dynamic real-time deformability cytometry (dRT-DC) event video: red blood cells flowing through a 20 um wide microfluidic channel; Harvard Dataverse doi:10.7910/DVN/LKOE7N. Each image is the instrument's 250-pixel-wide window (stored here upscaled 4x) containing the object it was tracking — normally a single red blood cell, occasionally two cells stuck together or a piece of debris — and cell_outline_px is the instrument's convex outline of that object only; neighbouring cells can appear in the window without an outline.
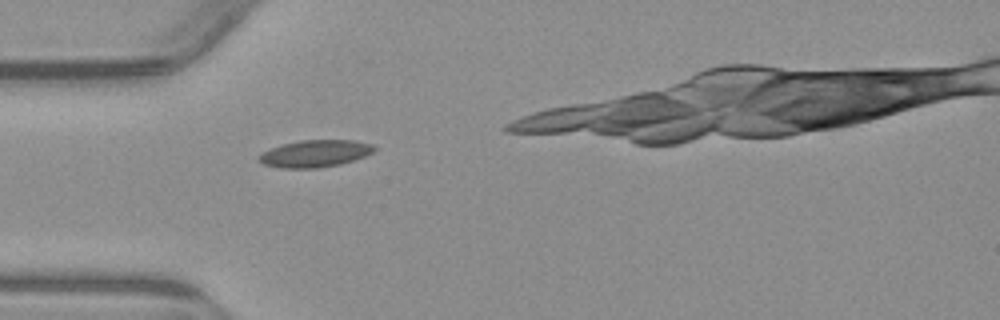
{"species": "common noctule bat (a hibernating species)", "species_latin": "Nyctalus noctula", "temperature_condition": "warm", "stored_images_in_passage": 2, "camera_frame_rate_fps": 3000, "um_per_image_px": 0.085, "animal": {"sex": "male", "body_mass_g": 23.1, "forearm_length_mm": 52.7}, "frame": {"image": 1, "passage_image": 2, "time_ms": 1.333, "image_size_px": [1000, 320], "cell_outline_px": [[376, 148], [372, 152], [364, 156], [340, 164], [320, 168], [280, 168], [264, 164], [256, 156], [272, 148], [284, 144], [300, 140], [356, 140], [376, 144]], "centroid_in_image_um": [26.82, 13.04], "position_along_channel_um": 58.2, "area_um2": 18.15}}